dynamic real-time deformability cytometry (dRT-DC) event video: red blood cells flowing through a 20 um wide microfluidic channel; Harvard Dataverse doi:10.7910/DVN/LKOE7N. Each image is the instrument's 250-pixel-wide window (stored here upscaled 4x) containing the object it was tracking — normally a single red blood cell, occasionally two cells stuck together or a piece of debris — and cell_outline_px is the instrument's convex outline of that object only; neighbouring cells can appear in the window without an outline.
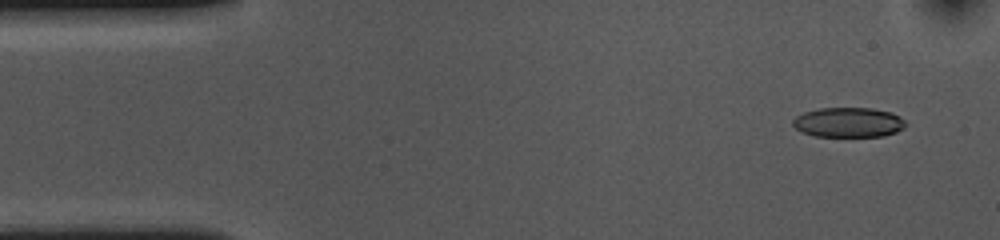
{"species": "common noctule bat (a hibernating species)", "species_latin": "Nyctalus noctula", "temperature_condition": "cold", "stored_images_in_passage": 53, "camera_frame_rate_fps": 3000, "um_per_image_px": 0.085, "animal": {"sex": "female", "body_mass_g": 10.0, "forearm_length_mm": 53.1}, "frame": {"image": 1, "passage_image": 3, "time_ms": 0.667, "image_size_px": [1000, 240], "cell_outline_px": [[908, 124], [904, 128], [896, 132], [884, 136], [816, 136], [804, 132], [796, 128], [792, 124], [792, 120], [796, 116], [804, 112], [820, 108], [872, 108], [892, 112], [900, 116]], "centroid_in_image_um": [72.16, 10.39], "position_along_channel_um": 12.8, "area_um2": 19.65}}
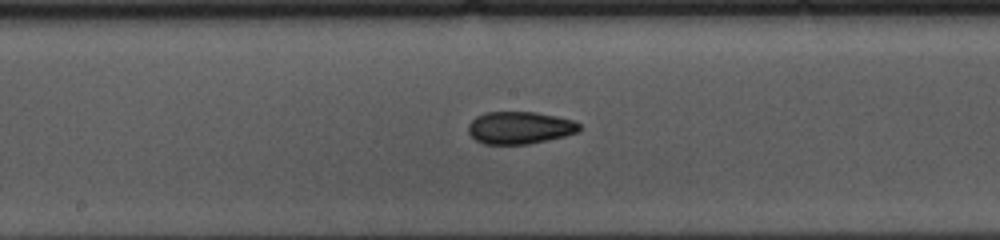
{"frame": {"image": 2, "passage_image": 26, "time_ms": 8.333, "image_size_px": [1000, 240], "cell_outline_px": [[580, 132], [564, 136], [528, 144], [484, 144], [476, 140], [468, 132], [468, 124], [476, 116], [484, 112], [536, 112], [556, 116], [572, 120], [580, 124]], "centroid_in_image_um": [44.17, 10.85], "position_along_channel_um": 204.0, "area_um2": 20.98}}
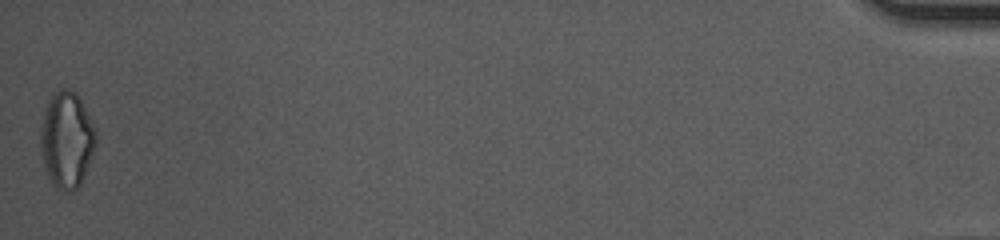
{"frame": {"image": 3, "passage_image": 53, "time_ms": 17.333, "image_size_px": [1000, 240], "cell_outline_px": [[96, 144], [92, 156], [84, 176], [80, 184], [72, 192], [68, 192], [52, 184], [48, 176], [40, 152], [40, 128], [44, 112], [48, 100], [60, 88], [68, 88], [76, 92], [96, 128]], "centroid_in_image_um": [5.67, 11.87], "position_along_channel_um": 429.5, "area_um2": 31.1}, "authors_computed_cell_mechanics": {"area_um2": 20.9814, "velocity_mm_per_s": 3.651, "shape_relaxation_time_tau1_ms": 7.9243, "shape_relaxation_time_tau2_ms": 3.3685, "deformation_change_tau1": 0.1567, "deformation_change_tau2": 0.0952}}